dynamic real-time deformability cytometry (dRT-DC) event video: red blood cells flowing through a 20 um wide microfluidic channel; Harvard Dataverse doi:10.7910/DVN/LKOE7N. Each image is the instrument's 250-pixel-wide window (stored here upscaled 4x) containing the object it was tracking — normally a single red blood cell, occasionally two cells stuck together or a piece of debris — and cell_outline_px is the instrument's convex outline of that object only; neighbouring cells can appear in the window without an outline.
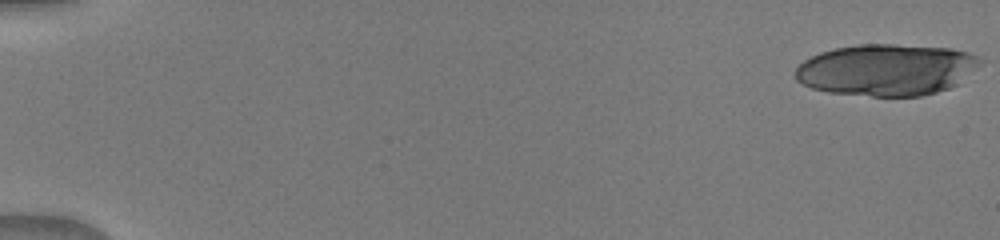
{"species": "human", "species_latin": "Homo sapiens", "temperature_condition": "warm", "stored_images_in_passage": 19, "camera_frame_rate_fps": 3000, "um_per_image_px": 0.085, "donor": {"sex": "male"}, "frame": {"image": 1, "passage_image": 1, "time_ms": 0.0, "image_size_px": [1000, 240], "cell_outline_px": [[984, 60], [960, 84], [936, 92], [920, 96], [872, 96], [828, 92], [812, 88], [796, 80], [796, 68], [804, 60], [820, 52], [836, 48], [860, 44], [892, 44], [952, 48], [968, 52]], "centroid_in_image_um": [75.38, 5.93], "position_along_channel_um": 9.6, "area_um2": 55.6}}
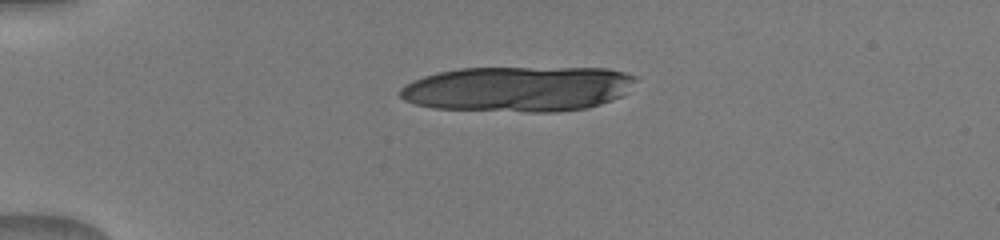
{"frame": {"image": 2, "passage_image": 13, "time_ms": 4.0, "image_size_px": [1000, 240], "cell_outline_px": [[636, 80], [624, 96], [588, 108], [556, 112], [528, 112], [432, 108], [416, 104], [404, 100], [400, 96], [400, 88], [404, 84], [412, 80], [436, 72], [460, 68], [608, 68], [624, 72], [636, 76]], "centroid_in_image_um": [44.04, 7.56], "position_along_channel_um": 41.0, "area_um2": 62.71}}